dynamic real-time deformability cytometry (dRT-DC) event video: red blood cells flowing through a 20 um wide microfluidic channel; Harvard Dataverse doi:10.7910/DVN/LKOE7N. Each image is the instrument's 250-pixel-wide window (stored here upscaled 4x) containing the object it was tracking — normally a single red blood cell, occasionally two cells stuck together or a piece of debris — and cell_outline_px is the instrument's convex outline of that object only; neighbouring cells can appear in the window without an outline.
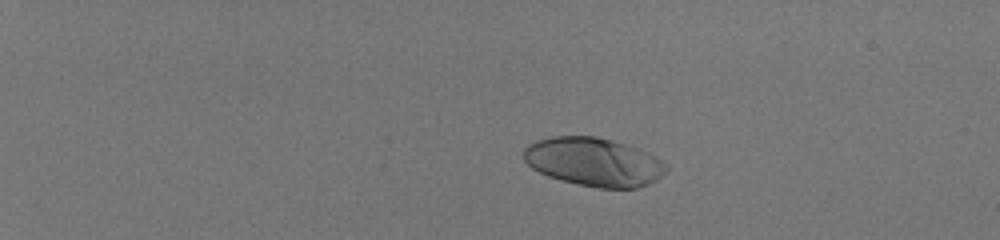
{"species": "human", "species_latin": "Homo sapiens", "temperature_condition": "room temperature", "stored_images_in_passage": 44, "camera_frame_rate_fps": 3000, "um_per_image_px": 0.085, "donor": {"sex": "male"}, "frame": {"image": 1, "passage_image": 1, "time_ms": 0.0, "image_size_px": [1000, 240], "cell_outline_px": [[668, 168], [656, 180], [648, 184], [636, 188], [600, 188], [560, 180], [548, 176], [532, 168], [524, 160], [524, 148], [528, 144], [536, 140], [552, 136], [596, 136], [612, 140], [636, 148], [668, 164]], "centroid_in_image_um": [50.44, 13.76], "position_along_channel_um": 34.6, "area_um2": 40.0}}
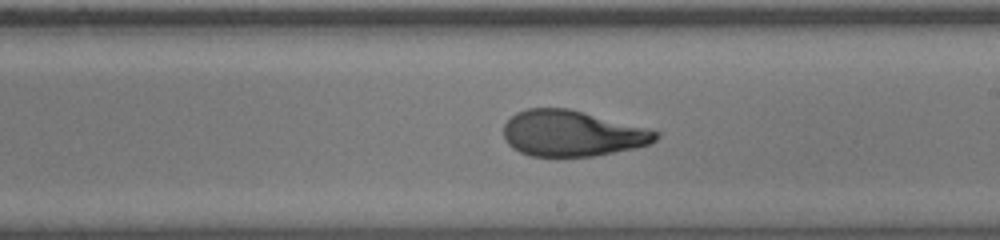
{"frame": {"image": 2, "passage_image": 26, "time_ms": 8.333, "image_size_px": [1000, 240], "cell_outline_px": [[660, 136], [656, 140], [648, 144], [636, 148], [592, 156], [532, 156], [520, 152], [512, 148], [508, 144], [504, 136], [504, 124], [516, 112], [528, 108], [568, 108], [648, 128], [660, 132]], "centroid_in_image_um": [48.63, 11.34], "position_along_channel_um": 240.4, "area_um2": 40.63}}
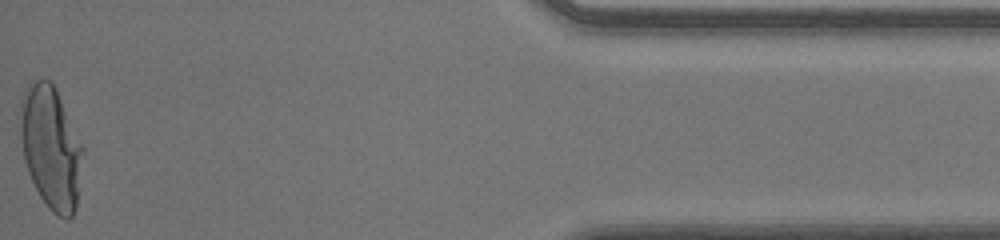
{"frame": {"image": 3, "passage_image": 44, "time_ms": 14.333, "image_size_px": [1000, 240], "cell_outline_px": [[84, 148], [76, 208], [72, 216], [68, 220], [64, 220], [56, 216], [48, 208], [40, 196], [28, 172], [24, 160], [20, 136], [20, 100], [28, 84], [32, 80], [52, 80], [56, 88]], "centroid_in_image_um": [4.32, 12.54], "position_along_channel_um": 430.9, "area_um2": 45.08}, "authors_computed_cell_mechanics": {"area_um2": 41.1825, "velocity_mm_per_s": 4.078, "shape_relaxation_time_tau1_ms": 4.6426, "shape_relaxation_time_tau2_ms": 0.8533, "deformation_change_tau1": 0.2395, "deformation_change_tau2": 0.0717}}